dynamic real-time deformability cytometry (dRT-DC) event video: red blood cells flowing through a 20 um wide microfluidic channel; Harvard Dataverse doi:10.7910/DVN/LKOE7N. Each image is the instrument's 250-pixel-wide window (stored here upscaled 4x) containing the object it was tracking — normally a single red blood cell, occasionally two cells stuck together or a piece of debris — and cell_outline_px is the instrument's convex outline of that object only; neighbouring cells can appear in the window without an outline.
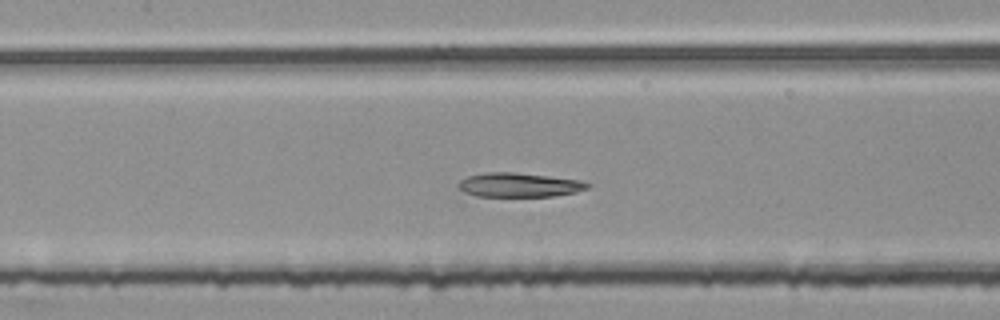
{"species": "common noctule bat (a hibernating species)", "species_latin": "Nyctalus noctula", "temperature_condition": "room temperature", "stored_images_in_passage": 50, "segment_of_instrument_passage": [2, 2], "camera_frame_rate_fps": 3000, "um_per_image_px": 0.085, "animal": {"sex": "female", "body_mass_g": 25.1}, "frame": {"image": 1, "passage_image": 23, "time_ms": 7.333, "image_size_px": [1000, 320], "cell_outline_px": [[592, 184], [588, 188], [576, 192], [552, 196], [476, 196], [464, 192], [456, 188], [456, 184], [460, 180], [468, 176], [484, 172], [512, 172], [548, 176], [580, 180]], "centroid_in_image_um": [44.08, 15.72], "position_along_channel_um": 163.3, "area_um2": 18.26}}
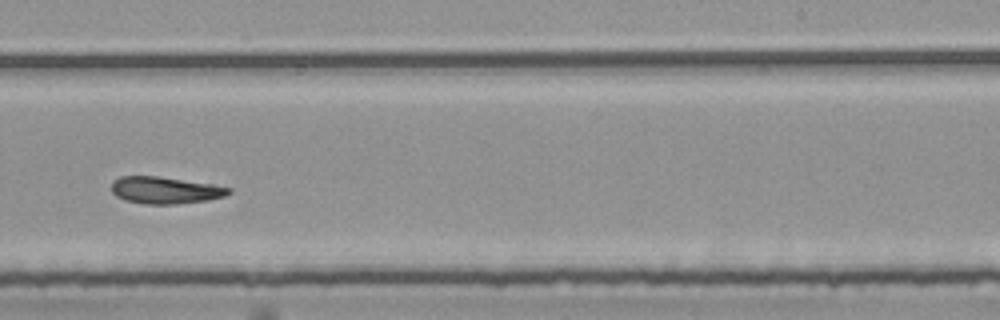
{"frame": {"image": 2, "passage_image": 32, "time_ms": 10.333, "image_size_px": [1000, 320], "cell_outline_px": [[232, 192], [224, 196], [208, 200], [176, 204], [144, 204], [124, 200], [116, 196], [112, 192], [112, 180], [120, 176], [156, 176], [208, 184], [232, 188]], "centroid_in_image_um": [13.99, 16.18], "position_along_channel_um": 275.0, "area_um2": 18.26}}
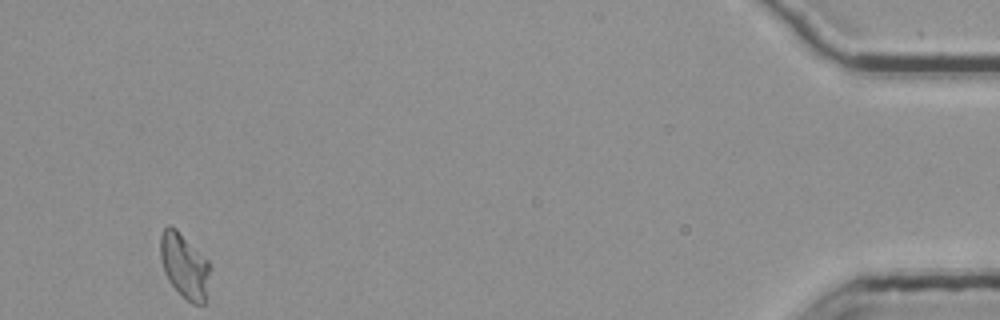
{"frame": {"image": 3, "passage_image": 50, "time_ms": 16.333, "image_size_px": [1000, 320], "cell_outline_px": [[208, 272], [204, 304], [192, 304], [168, 280], [164, 272], [160, 260], [160, 236], [164, 228], [168, 224], [176, 228], [208, 260]], "centroid_in_image_um": [15.62, 22.53], "position_along_channel_um": 419.6, "area_um2": 18.26}}